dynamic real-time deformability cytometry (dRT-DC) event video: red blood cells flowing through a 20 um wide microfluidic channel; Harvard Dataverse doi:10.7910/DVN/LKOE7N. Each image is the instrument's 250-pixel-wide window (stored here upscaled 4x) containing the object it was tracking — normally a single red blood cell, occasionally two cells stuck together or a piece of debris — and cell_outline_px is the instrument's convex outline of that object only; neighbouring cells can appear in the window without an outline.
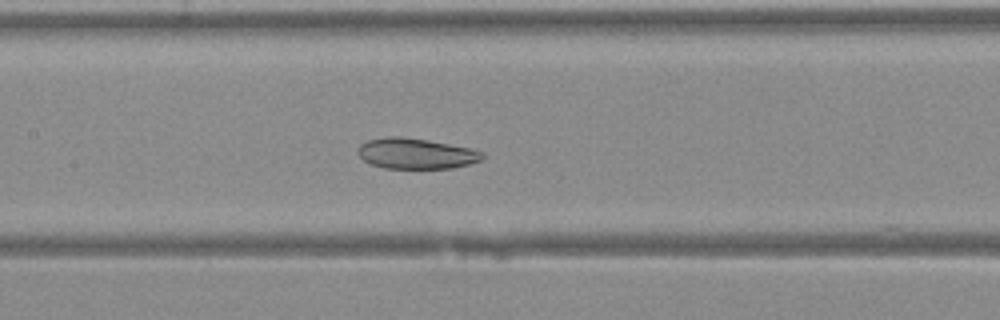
{"species": "Egyptian fruit bat (a non-hibernating species)", "species_latin": "Rousettus aegyptiacus", "temperature_condition": "warm", "stored_images_in_passage": 29, "camera_frame_rate_fps": 3000, "um_per_image_px": 0.085, "animal": {"sex": "female"}, "frame": {"image": 1, "passage_image": 7, "time_ms": 2.0, "image_size_px": [1000, 320], "cell_outline_px": [[484, 156], [480, 160], [468, 164], [452, 168], [384, 168], [372, 164], [364, 160], [356, 152], [356, 148], [360, 144], [368, 140], [388, 136], [400, 136], [428, 140], [472, 148], [484, 152]], "centroid_in_image_um": [35.34, 13.04], "position_along_channel_um": 172.1, "area_um2": 22.25}}
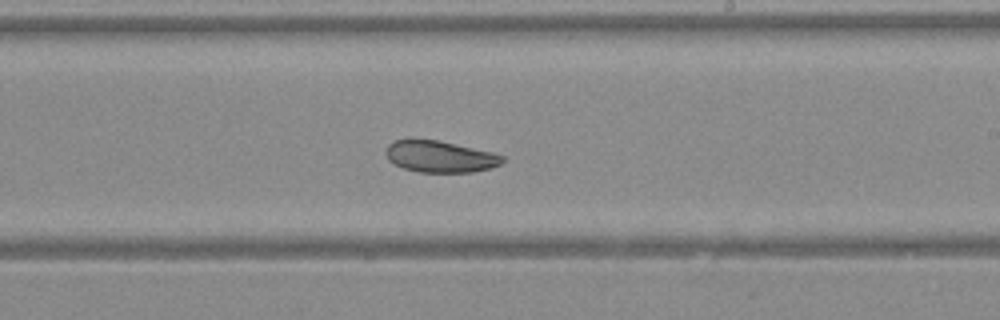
{"frame": {"image": 2, "passage_image": 12, "time_ms": 3.667, "image_size_px": [1000, 320], "cell_outline_px": [[504, 160], [500, 164], [492, 168], [472, 172], [420, 172], [404, 168], [388, 160], [384, 152], [388, 144], [392, 140], [412, 136], [440, 140], [492, 152], [504, 156]], "centroid_in_image_um": [37.34, 13.26], "position_along_channel_um": 251.7, "area_um2": 22.14}}
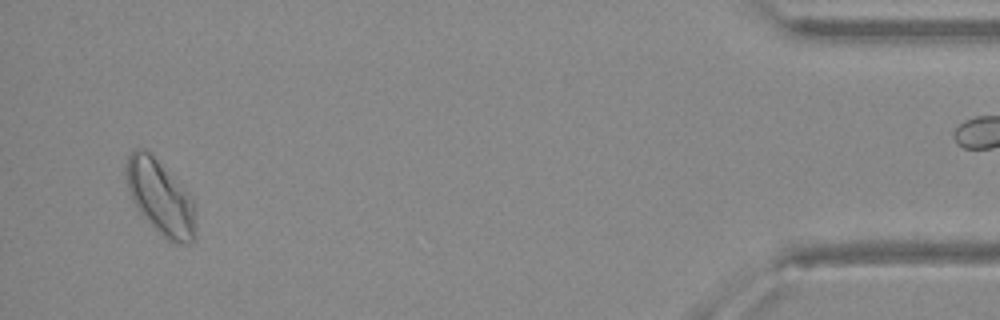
{"frame": {"image": 3, "passage_image": 27, "time_ms": 8.667, "image_size_px": [1000, 320], "cell_outline_px": [[196, 232], [192, 244], [176, 244], [168, 240], [136, 208], [128, 192], [124, 172], [124, 164], [132, 148], [144, 148], [192, 196], [196, 208]], "centroid_in_image_um": [13.63, 16.78], "position_along_channel_um": 421.6, "area_um2": 30.35}}